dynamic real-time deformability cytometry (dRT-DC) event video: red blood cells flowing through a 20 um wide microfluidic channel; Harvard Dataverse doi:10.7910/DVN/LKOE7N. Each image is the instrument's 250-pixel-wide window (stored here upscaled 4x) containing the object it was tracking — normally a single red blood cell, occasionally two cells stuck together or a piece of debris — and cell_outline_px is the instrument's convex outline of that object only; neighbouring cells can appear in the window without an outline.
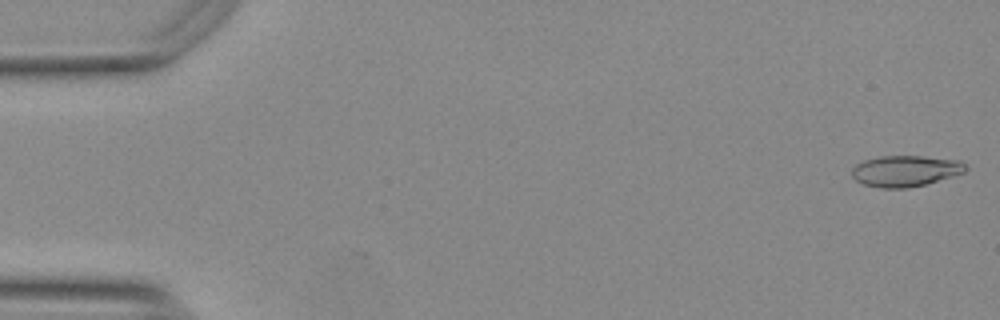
{"species": "Egyptian fruit bat (a non-hibernating species)", "species_latin": "Rousettus aegyptiacus", "temperature_condition": "warm", "stored_images_in_passage": 54, "camera_frame_rate_fps": 3000, "um_per_image_px": 0.085, "animal": {"sex": "female"}, "frame": {"image": 1, "passage_image": 1, "time_ms": 0.0, "image_size_px": [1000, 320], "cell_outline_px": [[968, 168], [964, 172], [924, 184], [908, 188], [880, 188], [864, 184], [856, 180], [852, 176], [852, 168], [856, 164], [864, 160], [880, 156], [920, 156], [960, 160]], "centroid_in_image_um": [76.93, 14.52], "position_along_channel_um": 8.1, "area_um2": 20.4}}
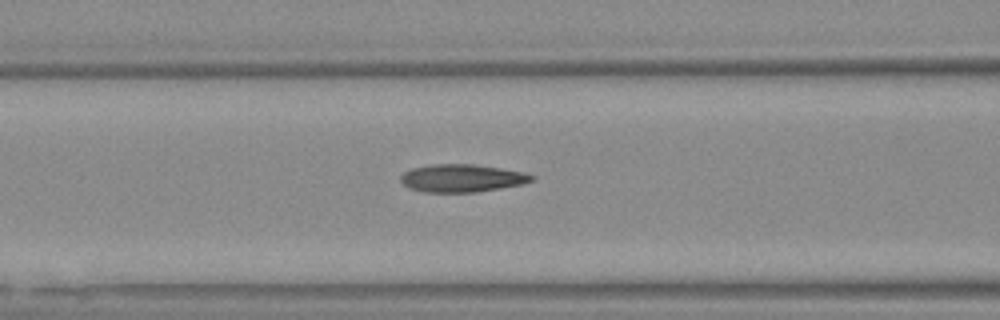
{"frame": {"image": 2, "passage_image": 22, "time_ms": 7.0, "image_size_px": [1000, 320], "cell_outline_px": [[536, 176], [532, 180], [524, 184], [500, 188], [472, 192], [424, 192], [408, 188], [400, 180], [400, 176], [404, 172], [412, 168], [428, 164], [472, 164], [500, 168], [524, 172]], "centroid_in_image_um": [39.24, 15.14], "position_along_channel_um": 127.4, "area_um2": 21.21}}
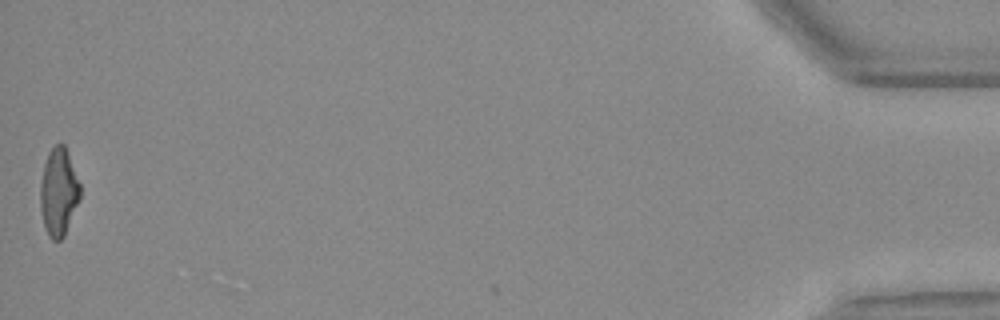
{"frame": {"image": 3, "passage_image": 54, "time_ms": 17.667, "image_size_px": [1000, 320], "cell_outline_px": [[80, 200], [64, 236], [60, 240], [52, 240], [48, 236], [44, 224], [40, 208], [40, 184], [44, 164], [48, 152], [56, 144], [64, 144], [80, 184]], "centroid_in_image_um": [4.98, 16.34], "position_along_channel_um": 430.2, "area_um2": 20.29}, "authors_computed_cell_mechanics": {"area_um2": 20.519, "velocity_mm_per_s": 3.764, "shape_relaxation_time_tau1_ms": 6.0952, "shape_relaxation_time_tau2_ms": 1.765, "deformation_change_tau1": 0.2217, "deformation_change_tau2": 0.1143}}